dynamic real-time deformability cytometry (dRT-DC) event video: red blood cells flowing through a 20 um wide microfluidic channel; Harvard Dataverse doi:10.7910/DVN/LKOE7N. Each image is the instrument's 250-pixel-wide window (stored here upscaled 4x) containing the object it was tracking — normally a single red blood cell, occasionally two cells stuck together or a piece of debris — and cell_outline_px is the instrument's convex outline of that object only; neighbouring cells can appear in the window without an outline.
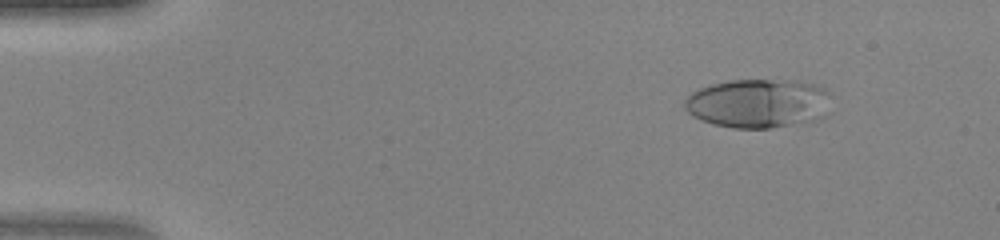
{"species": "human", "species_latin": "Homo sapiens", "temperature_condition": "warm", "stored_images_in_passage": 47, "camera_frame_rate_fps": 3000, "um_per_image_px": 0.085, "donor": {"sex": "female"}, "frame": {"image": 1, "passage_image": 6, "time_ms": 1.667, "image_size_px": [1000, 240], "cell_outline_px": [[832, 96], [828, 116], [816, 120], [768, 128], [732, 128], [712, 124], [700, 120], [692, 116], [684, 108], [684, 100], [692, 92], [700, 88], [712, 84], [728, 80], [796, 80], [816, 84], [824, 88]], "centroid_in_image_um": [64.49, 8.78], "position_along_channel_um": 20.5, "area_um2": 42.54}}
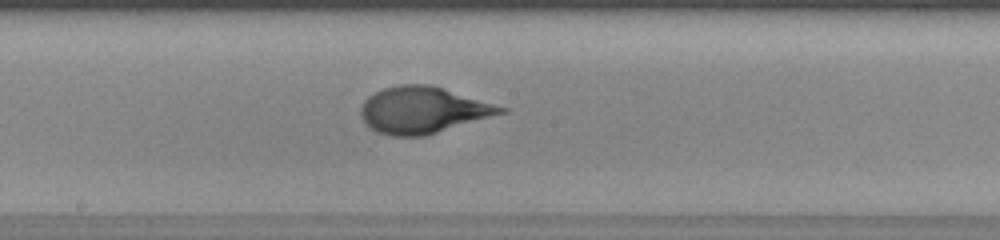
{"frame": {"image": 2, "passage_image": 26, "time_ms": 8.333, "image_size_px": [1000, 240], "cell_outline_px": [[508, 112], [424, 136], [392, 136], [380, 132], [372, 128], [364, 120], [360, 112], [360, 108], [364, 100], [368, 96], [384, 88], [400, 84], [428, 84], [444, 88], [508, 108]], "centroid_in_image_um": [35.97, 9.34], "position_along_channel_um": 212.2, "area_um2": 37.69}}
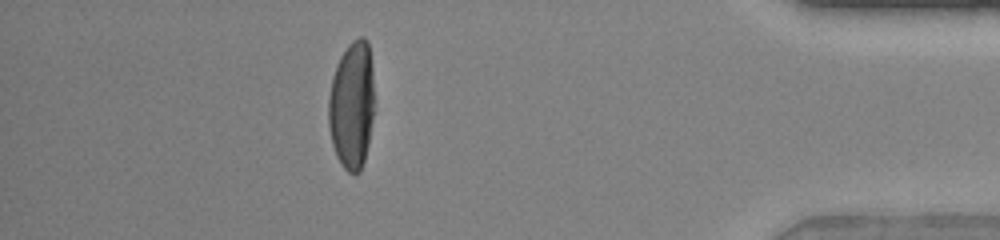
{"frame": {"image": 3, "passage_image": 42, "time_ms": 13.667, "image_size_px": [1000, 240], "cell_outline_px": [[372, 120], [368, 144], [364, 160], [360, 172], [348, 172], [340, 164], [336, 156], [332, 144], [328, 128], [328, 96], [332, 76], [336, 64], [340, 56], [348, 44], [352, 40], [360, 36], [364, 36], [368, 40], [372, 68]], "centroid_in_image_um": [29.87, 8.91], "position_along_channel_um": 405.3, "area_um2": 34.28}}